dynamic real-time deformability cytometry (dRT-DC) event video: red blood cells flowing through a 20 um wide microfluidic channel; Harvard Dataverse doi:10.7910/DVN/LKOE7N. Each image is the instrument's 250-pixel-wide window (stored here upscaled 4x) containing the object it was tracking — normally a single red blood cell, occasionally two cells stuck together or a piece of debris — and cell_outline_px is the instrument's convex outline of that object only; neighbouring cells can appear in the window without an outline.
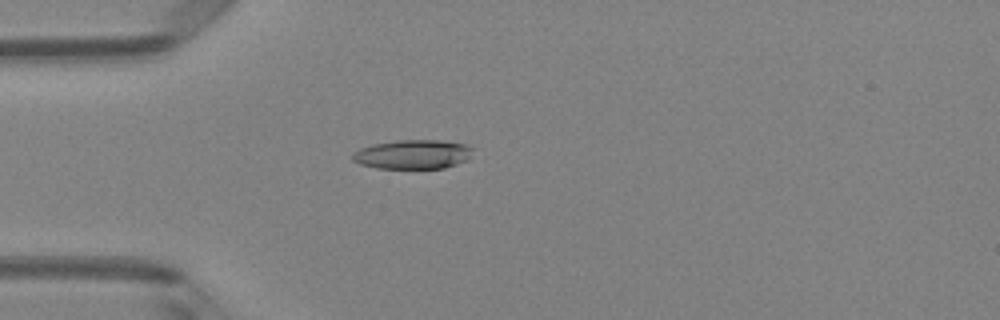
{"species": "Egyptian fruit bat (a non-hibernating species)", "species_latin": "Rousettus aegyptiacus", "temperature_condition": "room temperature", "stored_images_in_passage": 49, "camera_frame_rate_fps": 3000, "um_per_image_px": 0.085, "animal": {"sex": "female"}, "frame": {"image": 1, "passage_image": 14, "time_ms": 4.333, "image_size_px": [1000, 320], "cell_outline_px": [[476, 148], [468, 160], [444, 168], [376, 168], [360, 164], [352, 160], [352, 152], [360, 148], [372, 144], [396, 140], [440, 140], [464, 144]], "centroid_in_image_um": [35.1, 13.11], "position_along_channel_um": 49.9, "area_um2": 20.69}}
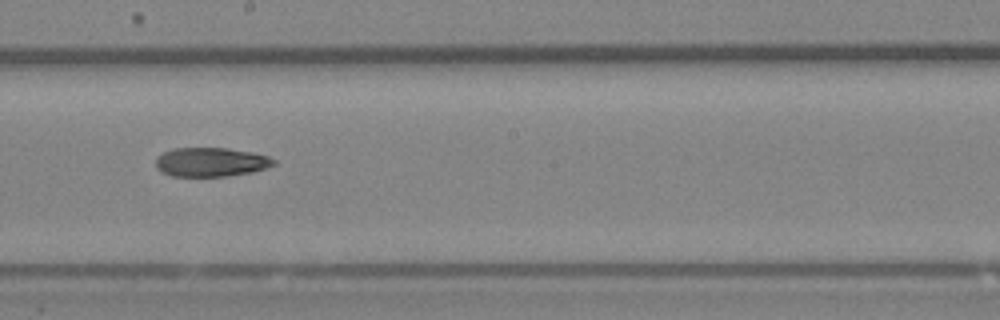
{"frame": {"image": 2, "passage_image": 28, "time_ms": 9.0, "image_size_px": [1000, 320], "cell_outline_px": [[276, 164], [268, 168], [252, 172], [228, 176], [172, 176], [160, 172], [156, 168], [156, 156], [172, 148], [228, 148], [252, 152], [268, 156], [276, 160]], "centroid_in_image_um": [17.93, 13.77], "position_along_channel_um": 230.3, "area_um2": 20.23}}
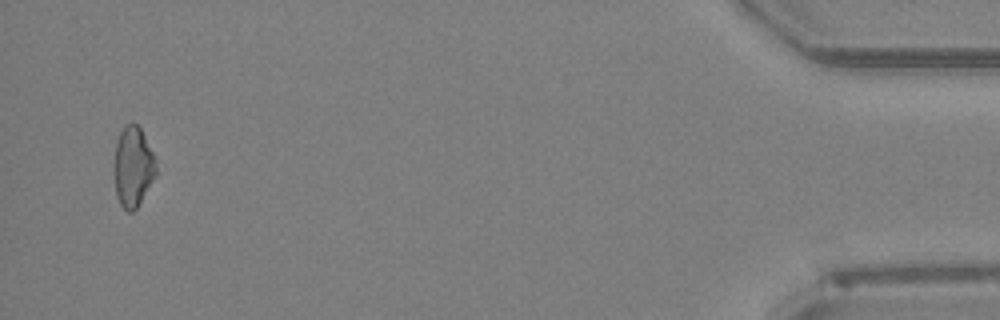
{"frame": {"image": 3, "passage_image": 48, "time_ms": 15.667, "image_size_px": [1000, 320], "cell_outline_px": [[156, 176], [136, 208], [132, 212], [128, 212], [120, 204], [116, 196], [112, 168], [112, 164], [116, 144], [120, 132], [124, 124], [136, 124], [140, 128], [152, 152], [156, 164]], "centroid_in_image_um": [11.26, 14.19], "position_along_channel_um": 423.9, "area_um2": 19.77}}